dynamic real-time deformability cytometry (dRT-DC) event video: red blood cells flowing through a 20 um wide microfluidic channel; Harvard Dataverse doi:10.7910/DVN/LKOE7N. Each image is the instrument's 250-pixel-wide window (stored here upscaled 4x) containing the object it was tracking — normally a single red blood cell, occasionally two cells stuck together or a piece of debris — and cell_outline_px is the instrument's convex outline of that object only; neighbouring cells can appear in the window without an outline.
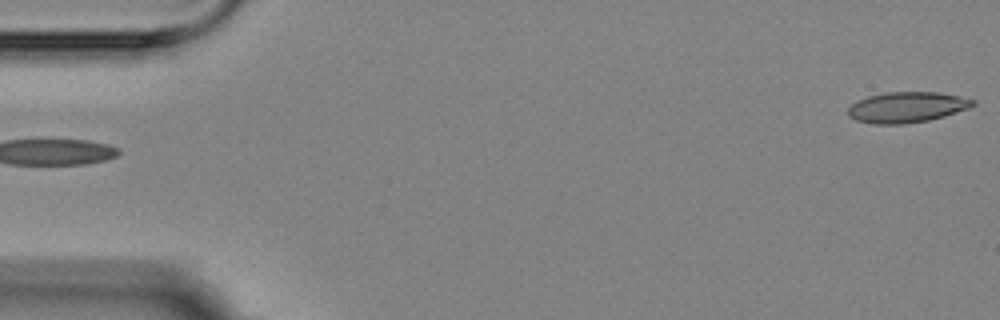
{"species": "Egyptian fruit bat (a non-hibernating species)", "species_latin": "Rousettus aegyptiacus", "temperature_condition": "room temperature", "stored_images_in_passage": 5, "camera_frame_rate_fps": 3000, "um_per_image_px": 0.085, "animal": {"sex": "female"}, "frame": {"image": 1, "passage_image": 1, "time_ms": 0.0, "image_size_px": [1000, 320], "cell_outline_px": [[976, 104], [968, 108], [944, 116], [928, 120], [904, 124], [876, 124], [856, 120], [848, 116], [848, 108], [856, 100], [868, 96], [884, 92], [936, 92], [960, 96], [976, 100]], "centroid_in_image_um": [77.07, 9.11], "position_along_channel_um": 7.9, "area_um2": 22.31}}